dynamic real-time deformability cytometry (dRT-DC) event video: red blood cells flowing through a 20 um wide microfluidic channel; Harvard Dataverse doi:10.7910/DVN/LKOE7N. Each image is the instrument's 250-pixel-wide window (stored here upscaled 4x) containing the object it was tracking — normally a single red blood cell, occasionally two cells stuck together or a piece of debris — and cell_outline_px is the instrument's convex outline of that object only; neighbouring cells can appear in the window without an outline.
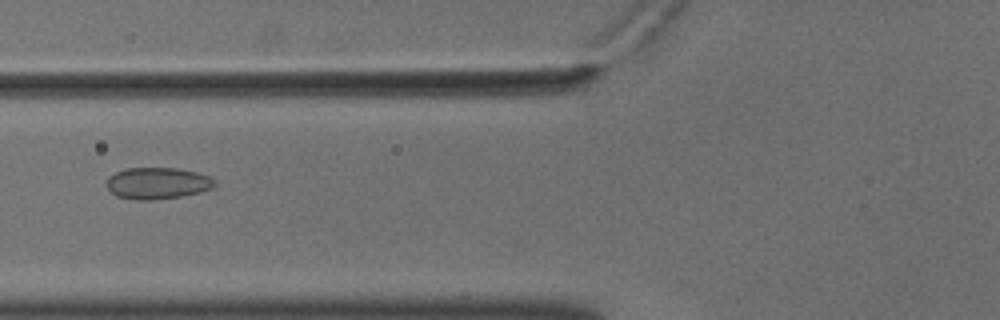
{"species": "common noctule bat (a hibernating species)", "species_latin": "Nyctalus noctula", "temperature_condition": "cold", "stored_images_in_passage": 31, "camera_frame_rate_fps": 3000, "um_per_image_px": 0.085, "animal": {"sex": "male", "body_mass_g": 18.8}, "frame": {"image": 1, "passage_image": 9, "time_ms": 2.667, "image_size_px": [1000, 320], "cell_outline_px": [[216, 184], [212, 188], [200, 192], [180, 196], [152, 200], [136, 200], [116, 196], [104, 184], [108, 176], [116, 172], [128, 168], [176, 168], [196, 172], [208, 176], [216, 180]], "centroid_in_image_um": [13.36, 15.57], "position_along_channel_um": 112.4, "area_um2": 19.94}}
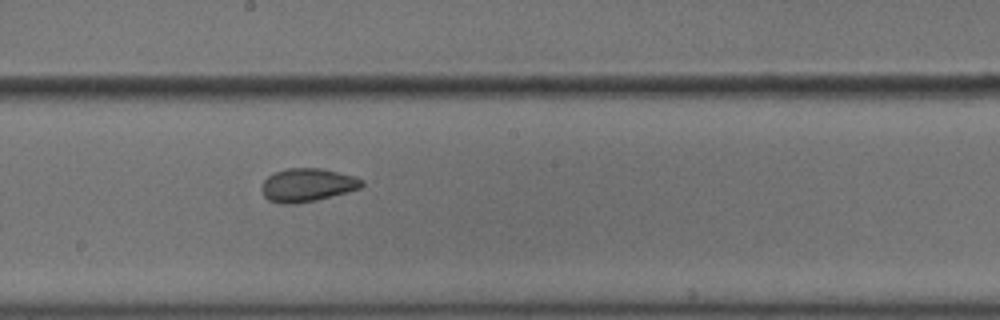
{"frame": {"image": 2, "passage_image": 18, "time_ms": 5.667, "image_size_px": [1000, 320], "cell_outline_px": [[364, 184], [360, 188], [348, 192], [316, 200], [296, 204], [280, 204], [268, 200], [264, 196], [260, 188], [260, 184], [268, 176], [276, 172], [288, 168], [320, 168], [352, 176], [364, 180]], "centroid_in_image_um": [26.08, 15.74], "position_along_channel_um": 222.1, "area_um2": 19.48}}
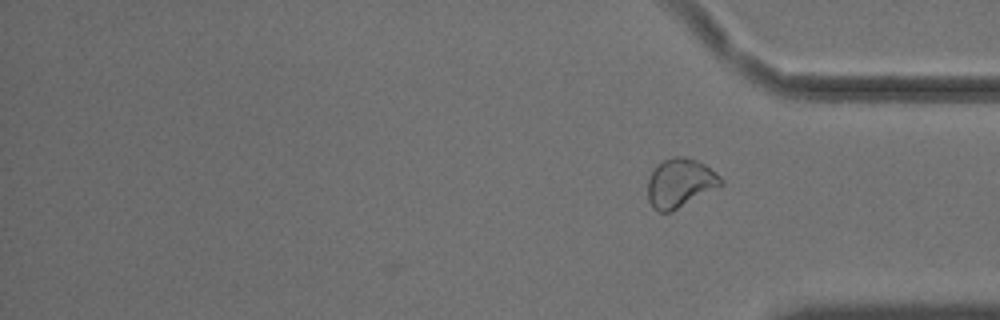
{"frame": {"image": 3, "passage_image": 31, "time_ms": 10.0, "image_size_px": [1000, 320], "cell_outline_px": [[724, 184], [672, 212], [656, 212], [652, 208], [648, 200], [648, 176], [656, 164], [672, 156], [680, 156], [696, 160], [704, 164], [716, 172], [724, 180]], "centroid_in_image_um": [57.79, 15.56], "position_along_channel_um": 377.4, "area_um2": 21.15}, "authors_computed_cell_mechanics": {"area_um2": 19.4208, "velocity_mm_per_s": 3.6356, "shape_relaxation_time_tau1_ms": 8.1382, "shape_relaxation_time_tau2_ms": 1.4238, "deformation_change_tau1": 0.1136, "deformation_change_tau2": 0.0522}}